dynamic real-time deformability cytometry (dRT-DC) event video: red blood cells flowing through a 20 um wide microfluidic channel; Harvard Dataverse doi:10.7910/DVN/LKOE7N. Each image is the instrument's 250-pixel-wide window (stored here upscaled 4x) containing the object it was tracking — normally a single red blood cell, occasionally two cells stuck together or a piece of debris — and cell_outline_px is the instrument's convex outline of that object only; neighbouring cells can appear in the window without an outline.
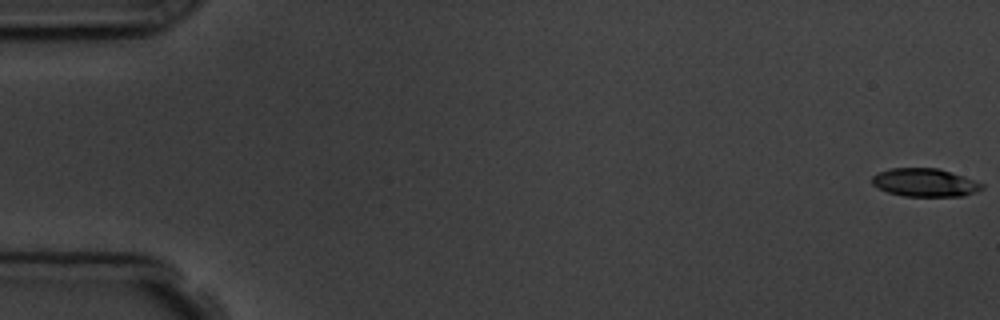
{"species": "common noctule bat (a hibernating species)", "species_latin": "Nyctalus noctula", "temperature_condition": "room temperature", "stored_images_in_passage": 8, "camera_frame_rate_fps": 3000, "um_per_image_px": 0.085, "animal": {"sex": "male", "body_mass_g": 19.5, "forearm_length_mm": 54.6}, "frame": {"image": 1, "passage_image": 1, "time_ms": 0.0, "image_size_px": [1000, 320], "cell_outline_px": [[984, 188], [976, 192], [964, 196], [904, 196], [888, 192], [872, 184], [872, 176], [876, 172], [888, 168], [940, 168], [964, 176], [984, 184]], "centroid_in_image_um": [78.62, 15.51], "position_along_channel_um": 6.4, "area_um2": 18.21}}
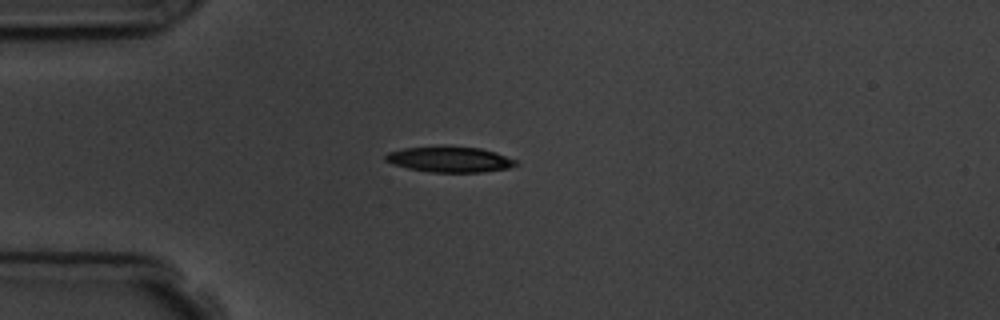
{"frame": {"image": 2, "passage_image": 5, "time_ms": 4.667, "image_size_px": [1000, 320], "cell_outline_px": [[520, 164], [508, 168], [480, 172], [432, 172], [408, 168], [392, 164], [384, 160], [384, 156], [388, 152], [404, 148], [444, 144], [480, 148], [496, 152], [516, 160]], "centroid_in_image_um": [38.21, 13.51], "position_along_channel_um": 46.8, "area_um2": 19.94}}